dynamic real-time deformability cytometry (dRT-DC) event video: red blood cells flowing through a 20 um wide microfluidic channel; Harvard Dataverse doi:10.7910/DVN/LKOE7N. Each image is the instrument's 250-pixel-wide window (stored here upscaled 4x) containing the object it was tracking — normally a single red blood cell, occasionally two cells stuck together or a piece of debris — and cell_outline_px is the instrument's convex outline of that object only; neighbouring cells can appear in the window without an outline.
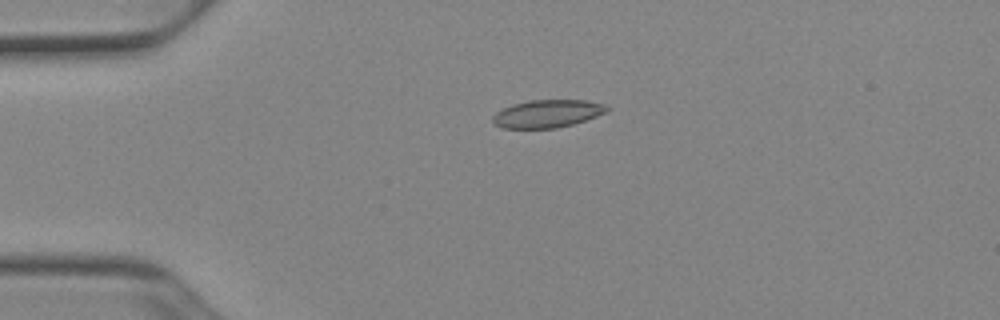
{"species": "Egyptian fruit bat (a non-hibernating species)", "species_latin": "Rousettus aegyptiacus", "temperature_condition": "cold", "stored_images_in_passage": 40, "camera_frame_rate_fps": 3000, "um_per_image_px": 0.085, "animal": {"sex": "female"}, "frame": {"image": 1, "passage_image": 1, "time_ms": 0.0, "image_size_px": [1000, 320], "cell_outline_px": [[608, 112], [572, 124], [556, 128], [504, 128], [496, 124], [492, 120], [492, 116], [496, 112], [512, 104], [528, 100], [588, 100], [604, 104], [608, 108]], "centroid_in_image_um": [46.53, 9.65], "position_along_channel_um": 38.5, "area_um2": 18.38}}
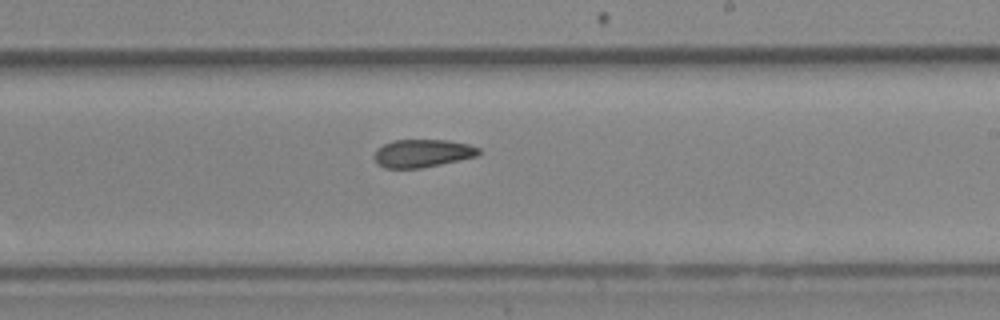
{"frame": {"image": 2, "passage_image": 20, "time_ms": 6.333, "image_size_px": [1000, 320], "cell_outline_px": [[480, 152], [476, 156], [460, 160], [420, 168], [384, 168], [376, 164], [372, 156], [376, 148], [392, 140], [448, 140], [468, 144], [480, 148]], "centroid_in_image_um": [35.85, 13.03], "position_along_channel_um": 253.2, "area_um2": 17.17}}
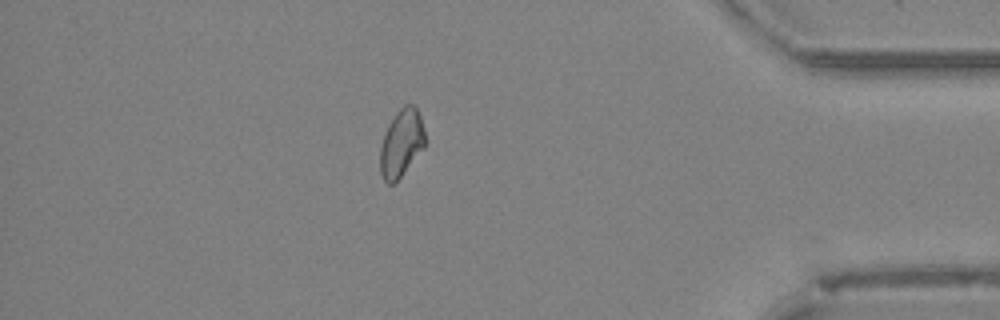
{"frame": {"image": 3, "passage_image": 34, "time_ms": 11.0, "image_size_px": [1000, 320], "cell_outline_px": [[424, 148], [400, 176], [392, 184], [388, 184], [384, 180], [380, 172], [380, 148], [384, 132], [388, 124], [396, 112], [404, 104], [412, 104], [416, 108], [420, 116], [424, 128]], "centroid_in_image_um": [34.1, 12.14], "position_along_channel_um": 401.1, "area_um2": 17.51}, "authors_computed_cell_mechanics": {"area_um2": 17.8024, "velocity_mm_per_s": 3.9254, "shape_relaxation_time_tau1_ms": null, "shape_relaxation_time_tau2_ms": 3.1209, "deformation_change_tau1": null, "deformation_change_tau2": 0.0809}}